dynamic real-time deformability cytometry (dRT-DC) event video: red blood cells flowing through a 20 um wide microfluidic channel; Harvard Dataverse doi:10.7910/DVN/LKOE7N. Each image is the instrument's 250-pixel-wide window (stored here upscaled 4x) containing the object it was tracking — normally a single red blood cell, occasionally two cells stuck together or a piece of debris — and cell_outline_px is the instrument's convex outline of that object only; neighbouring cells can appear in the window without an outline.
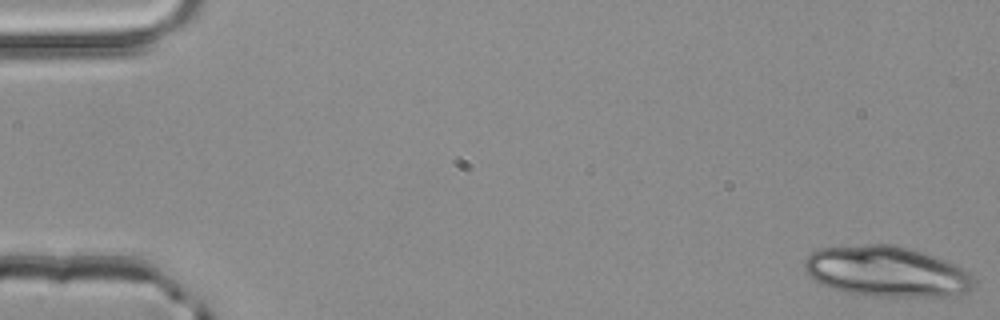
{"species": "common noctule bat (a hibernating species)", "species_latin": "Nyctalus noctula", "temperature_condition": "room temperature", "stored_images_in_passage": 30, "camera_frame_rate_fps": 3000, "um_per_image_px": 0.085, "animal": {"sex": "male", "body_mass_g": 20.4}, "frame": {"image": 1, "passage_image": 1, "time_ms": 0.0, "image_size_px": [1000, 320], "cell_outline_px": [[972, 288], [964, 292], [952, 296], [872, 296], [844, 292], [820, 284], [804, 268], [804, 260], [812, 252], [820, 248], [864, 244], [892, 244], [912, 248], [936, 256], [968, 272], [972, 276]], "centroid_in_image_um": [75.33, 23.07], "position_along_channel_um": 9.7, "area_um2": 49.65}}